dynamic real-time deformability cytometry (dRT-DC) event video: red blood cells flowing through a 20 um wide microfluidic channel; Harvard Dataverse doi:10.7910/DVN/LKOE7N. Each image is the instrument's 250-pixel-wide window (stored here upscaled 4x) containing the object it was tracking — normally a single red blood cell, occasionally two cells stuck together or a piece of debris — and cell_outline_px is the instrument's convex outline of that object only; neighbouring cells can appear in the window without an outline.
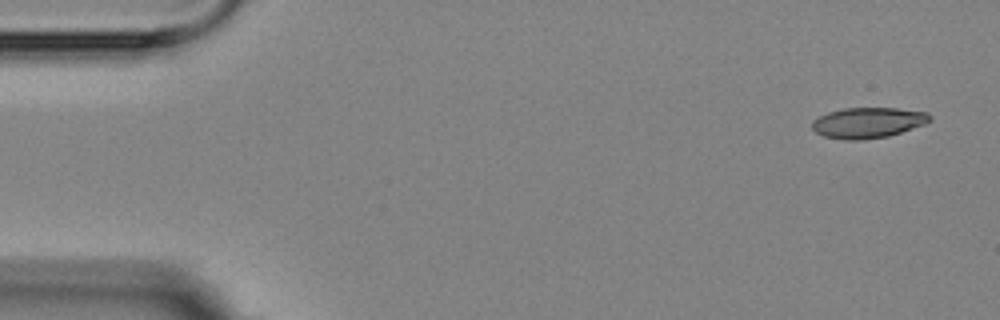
{"species": "Egyptian fruit bat (a non-hibernating species)", "species_latin": "Rousettus aegyptiacus", "temperature_condition": "room temperature", "stored_images_in_passage": 4, "camera_frame_rate_fps": 3000, "um_per_image_px": 0.085, "animal": {"sex": "female"}, "frame": {"image": 1, "passage_image": 1, "time_ms": 0.0, "image_size_px": [1000, 320], "cell_outline_px": [[932, 120], [924, 124], [888, 136], [864, 140], [844, 140], [824, 136], [816, 132], [812, 128], [812, 120], [828, 112], [844, 108], [896, 108], [928, 112], [932, 116]], "centroid_in_image_um": [73.78, 10.43], "position_along_channel_um": 11.2, "area_um2": 21.04}}
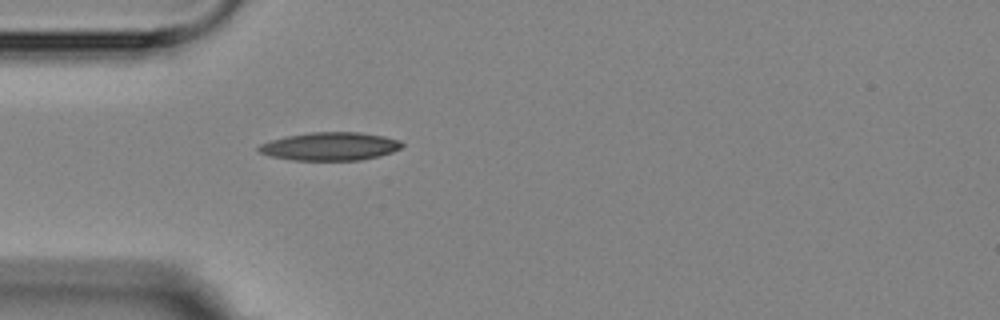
{"frame": {"image": 2, "passage_image": 4, "time_ms": 4.333, "image_size_px": [1000, 320], "cell_outline_px": [[404, 144], [400, 148], [392, 152], [380, 156], [360, 160], [292, 160], [268, 156], [260, 152], [256, 148], [260, 144], [272, 140], [288, 136], [308, 132], [360, 132], [384, 136], [400, 140]], "centroid_in_image_um": [28.06, 12.44], "position_along_channel_um": 56.9, "area_um2": 23.58}}